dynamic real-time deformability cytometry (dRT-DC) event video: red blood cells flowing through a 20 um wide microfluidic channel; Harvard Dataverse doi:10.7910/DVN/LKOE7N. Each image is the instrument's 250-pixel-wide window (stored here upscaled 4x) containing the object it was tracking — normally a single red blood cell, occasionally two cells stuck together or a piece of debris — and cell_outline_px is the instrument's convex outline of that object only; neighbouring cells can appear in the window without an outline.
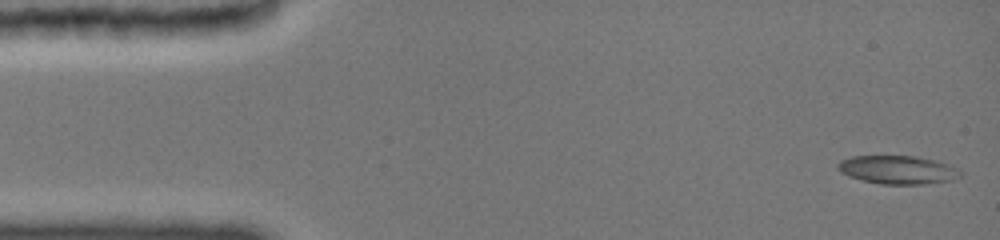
{"species": "common noctule bat (a hibernating species)", "species_latin": "Nyctalus noctula", "temperature_condition": "cold", "stored_images_in_passage": 27, "camera_frame_rate_fps": 3000, "um_per_image_px": 0.085, "animal": {"sex": "female", "body_mass_g": 19.0, "forearm_length_mm": 51.5}, "frame": {"image": 1, "passage_image": 1, "time_ms": 0.0, "image_size_px": [1000, 240], "cell_outline_px": [[964, 176], [952, 180], [924, 184], [880, 184], [848, 176], [840, 172], [836, 168], [836, 164], [840, 160], [852, 156], [912, 156], [936, 160], [952, 164], [964, 172]], "centroid_in_image_um": [76.36, 14.43], "position_along_channel_um": 8.6, "area_um2": 20.63}}
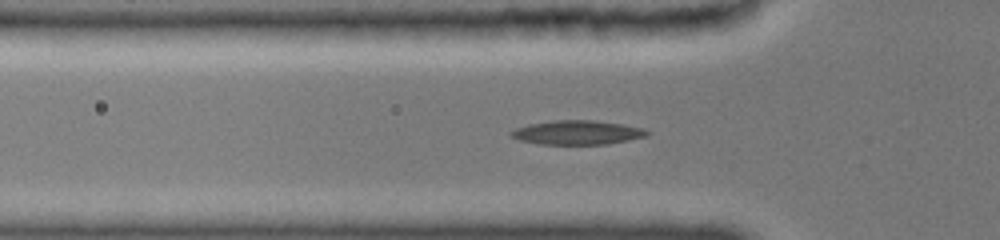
{"frame": {"image": 2, "passage_image": 17, "time_ms": 4.667, "image_size_px": [1000, 240], "cell_outline_px": [[648, 132], [644, 136], [628, 140], [608, 144], [540, 144], [520, 140], [512, 136], [508, 132], [516, 128], [532, 124], [556, 120], [592, 120], [620, 124], [640, 128]], "centroid_in_image_um": [49.02, 11.27], "position_along_channel_um": 76.8, "area_um2": 18.61}}
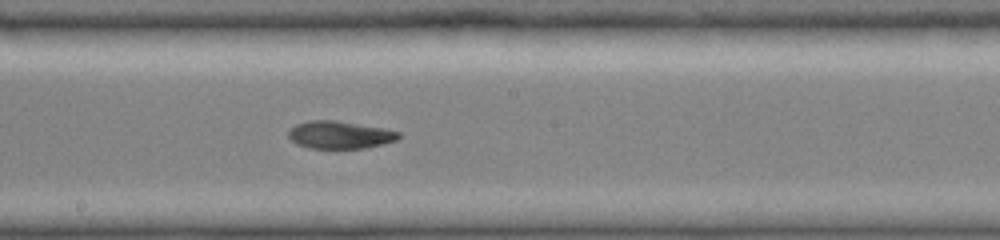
{"frame": {"image": 3, "passage_image": 27, "time_ms": 8.333, "image_size_px": [1000, 240], "cell_outline_px": [[400, 136], [396, 140], [364, 148], [308, 148], [296, 144], [288, 136], [288, 132], [296, 124], [312, 120], [336, 120], [384, 128], [400, 132]], "centroid_in_image_um": [28.87, 11.46], "position_along_channel_um": 219.3, "area_um2": 17.57}}